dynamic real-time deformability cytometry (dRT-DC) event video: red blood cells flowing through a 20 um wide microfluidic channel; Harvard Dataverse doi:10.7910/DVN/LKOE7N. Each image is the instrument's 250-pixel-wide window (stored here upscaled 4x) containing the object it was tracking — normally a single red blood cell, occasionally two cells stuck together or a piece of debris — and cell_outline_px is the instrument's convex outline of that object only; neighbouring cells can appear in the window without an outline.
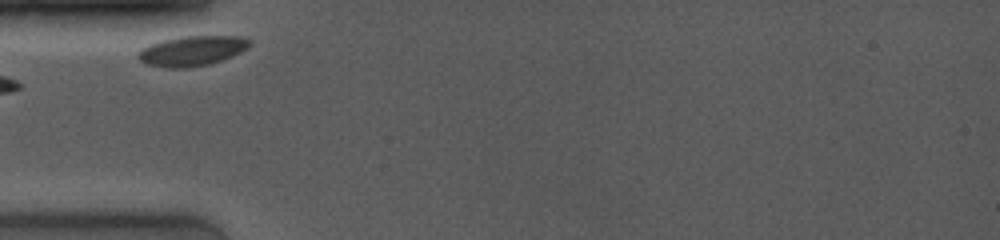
{"species": "common noctule bat (a hibernating species)", "species_latin": "Nyctalus noctula", "temperature_condition": "room temperature", "stored_images_in_passage": 18, "camera_frame_rate_fps": 4000, "um_per_image_px": 0.085, "animal": {"sex": "female", "body_mass_g": 19.0, "forearm_length_mm": 53.3}, "frame": {"image": 1, "passage_image": 1, "time_ms": 0.0, "image_size_px": [1000, 240], "cell_outline_px": [[252, 44], [248, 48], [224, 60], [208, 64], [184, 68], [168, 68], [148, 64], [140, 60], [136, 56], [136, 52], [140, 48], [164, 40], [180, 36], [244, 36], [252, 40]], "centroid_in_image_um": [16.35, 4.31], "position_along_channel_um": 68.6, "area_um2": 19.65}}
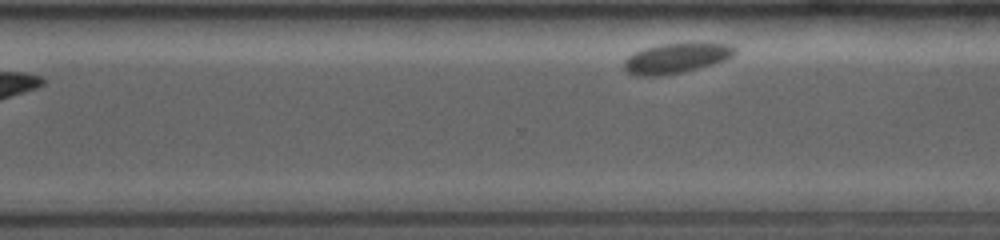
{"frame": {"image": 2, "passage_image": 18, "time_ms": 7.25, "image_size_px": [1000, 240], "cell_outline_px": [[736, 52], [732, 56], [724, 60], [712, 64], [680, 72], [660, 76], [632, 76], [620, 68], [620, 64], [628, 56], [644, 48], [660, 44], [728, 44], [736, 48]], "centroid_in_image_um": [57.35, 4.97], "position_along_channel_um": 313.3, "area_um2": 19.25}}